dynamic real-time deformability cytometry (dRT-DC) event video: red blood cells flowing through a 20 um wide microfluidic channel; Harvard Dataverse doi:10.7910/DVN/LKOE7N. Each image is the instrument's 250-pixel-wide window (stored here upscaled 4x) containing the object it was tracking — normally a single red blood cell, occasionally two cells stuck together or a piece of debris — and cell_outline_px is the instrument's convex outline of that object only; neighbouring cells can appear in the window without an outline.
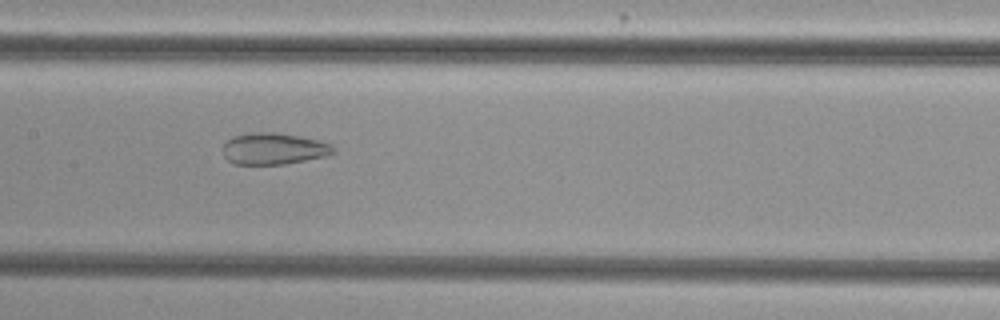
{"species": "common noctule bat (a hibernating species)", "species_latin": "Nyctalus noctula", "temperature_condition": "cold", "stored_images_in_passage": 54, "camera_frame_rate_fps": 3000, "um_per_image_px": 0.085, "animal": {"sex": "female", "body_mass_g": 29.2, "forearm_length_mm": 56.3}, "frame": {"image": 1, "passage_image": 27, "time_ms": 8.667, "image_size_px": [1000, 320], "cell_outline_px": [[336, 152], [328, 156], [284, 164], [236, 164], [228, 160], [224, 156], [224, 144], [232, 136], [248, 132], [272, 132], [300, 136], [332, 144], [336, 148]], "centroid_in_image_um": [23.3, 12.63], "position_along_channel_um": 184.1, "area_um2": 20.4}}
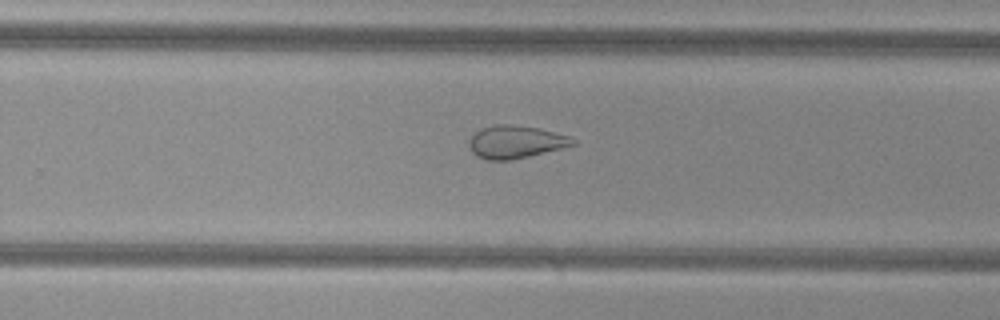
{"frame": {"image": 2, "passage_image": 35, "time_ms": 11.333, "image_size_px": [1000, 320], "cell_outline_px": [[576, 144], [512, 160], [484, 160], [476, 156], [472, 152], [468, 144], [468, 140], [480, 128], [496, 124], [512, 124], [540, 128], [568, 136], [576, 140]], "centroid_in_image_um": [43.78, 12.06], "position_along_channel_um": 286.0, "area_um2": 19.83}}
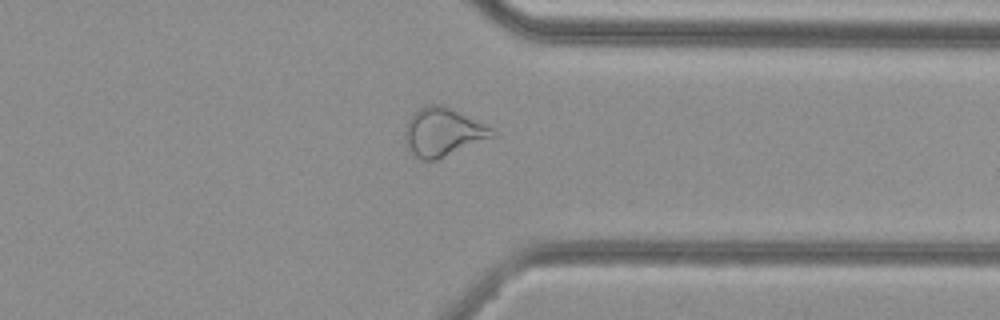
{"frame": {"image": 3, "passage_image": 42, "time_ms": 13.667, "image_size_px": [1000, 320], "cell_outline_px": [[496, 136], [436, 160], [420, 160], [408, 152], [404, 136], [404, 132], [408, 120], [424, 104], [444, 104], [492, 128], [496, 132]], "centroid_in_image_um": [37.63, 11.23], "position_along_channel_um": 373.8, "area_um2": 24.74}, "authors_computed_cell_mechanics": {"area_um2": 27.2816, "velocity_mm_per_s": 3.8277, "shape_relaxation_time_tau1_ms": null, "shape_relaxation_time_tau2_ms": 1.6915, "deformation_change_tau1": null, "deformation_change_tau2": 0.0944}}